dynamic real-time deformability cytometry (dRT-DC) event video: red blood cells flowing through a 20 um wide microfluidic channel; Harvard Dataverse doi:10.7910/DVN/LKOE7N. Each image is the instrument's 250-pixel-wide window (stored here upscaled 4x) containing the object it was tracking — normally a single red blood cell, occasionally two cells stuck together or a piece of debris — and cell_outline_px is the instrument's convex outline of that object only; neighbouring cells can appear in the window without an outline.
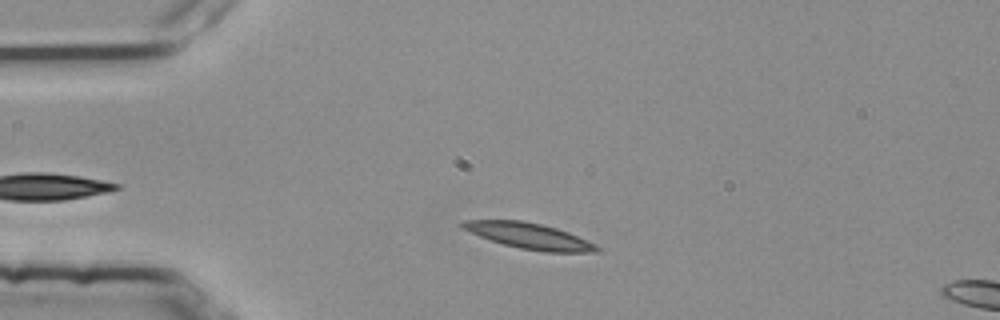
{"species": "common noctule bat (a hibernating species)", "species_latin": "Nyctalus noctula", "temperature_condition": "room temperature", "stored_images_in_passage": 11, "camera_frame_rate_fps": 3000, "um_per_image_px": 0.085, "animal": {"sex": "female", "body_mass_g": 25.1}, "frame": {"image": 1, "passage_image": 7, "time_ms": 2.0, "image_size_px": [1000, 320], "cell_outline_px": [[604, 252], [544, 252], [520, 248], [504, 244], [480, 236], [460, 228], [456, 224], [464, 220], [520, 220], [540, 224], [556, 228], [568, 232], [596, 244]], "centroid_in_image_um": [44.98, 20.05], "position_along_channel_um": 40.0, "area_um2": 20.23}}